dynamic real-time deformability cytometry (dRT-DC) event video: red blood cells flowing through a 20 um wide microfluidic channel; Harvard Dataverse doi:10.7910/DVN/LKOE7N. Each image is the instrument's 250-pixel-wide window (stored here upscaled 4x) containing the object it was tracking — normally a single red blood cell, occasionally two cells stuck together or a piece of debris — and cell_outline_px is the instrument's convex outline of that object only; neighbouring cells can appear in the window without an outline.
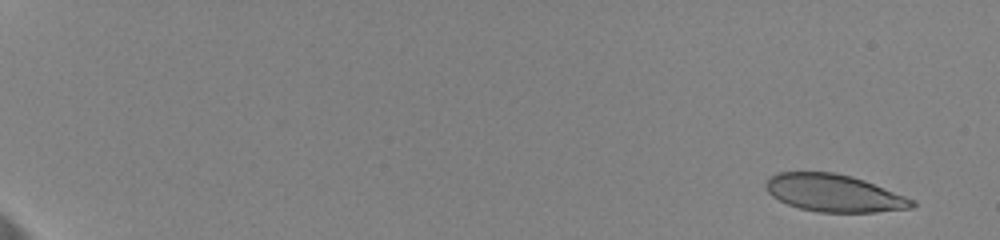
{"species": "human", "species_latin": "Homo sapiens", "temperature_condition": "cold", "stored_images_in_passage": 31, "camera_frame_rate_fps": 3000, "um_per_image_px": 0.085, "donor": {"sex": "female"}, "frame": {"image": 1, "passage_image": 2, "time_ms": 0.667, "image_size_px": [1000, 240], "cell_outline_px": [[916, 204], [912, 208], [876, 212], [820, 212], [800, 208], [788, 204], [772, 196], [768, 192], [764, 184], [776, 172], [832, 172], [852, 176], [864, 180], [916, 200]], "centroid_in_image_um": [70.91, 16.41], "position_along_channel_um": 14.1, "area_um2": 31.73}}
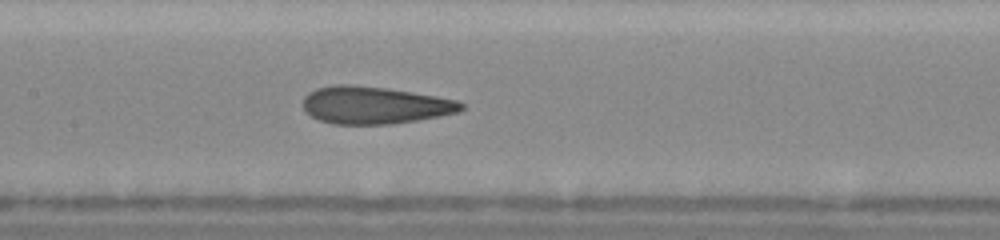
{"frame": {"image": 2, "passage_image": 19, "time_ms": 10.667, "image_size_px": [1000, 240], "cell_outline_px": [[464, 108], [460, 112], [440, 116], [392, 124], [332, 124], [320, 120], [304, 112], [304, 96], [308, 92], [316, 88], [336, 84], [348, 84], [388, 88], [436, 96], [456, 100], [464, 104]], "centroid_in_image_um": [31.83, 8.94], "position_along_channel_um": 175.6, "area_um2": 34.56}}
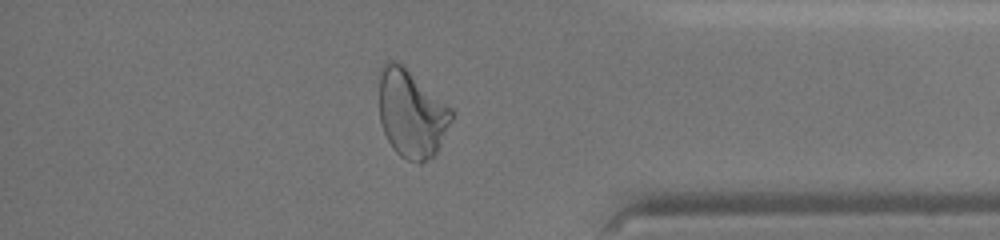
{"frame": {"image": 3, "passage_image": 28, "time_ms": 17.333, "image_size_px": [1000, 240], "cell_outline_px": [[456, 112], [440, 148], [436, 156], [420, 164], [408, 160], [400, 156], [392, 148], [384, 132], [380, 120], [380, 68], [384, 60], [392, 60], [400, 64], [452, 108]], "centroid_in_image_um": [35.01, 9.71], "position_along_channel_um": 400.2, "area_um2": 37.22}, "authors_computed_cell_mechanics": {"area_um2": 33.7552, "velocity_mm_per_s": 3.5334, "shape_relaxation_time_tau1_ms": 8.149, "shape_relaxation_time_tau2_ms": 1.1649, "deformation_change_tau1": 0.1997, "deformation_change_tau2": 0.0681}}